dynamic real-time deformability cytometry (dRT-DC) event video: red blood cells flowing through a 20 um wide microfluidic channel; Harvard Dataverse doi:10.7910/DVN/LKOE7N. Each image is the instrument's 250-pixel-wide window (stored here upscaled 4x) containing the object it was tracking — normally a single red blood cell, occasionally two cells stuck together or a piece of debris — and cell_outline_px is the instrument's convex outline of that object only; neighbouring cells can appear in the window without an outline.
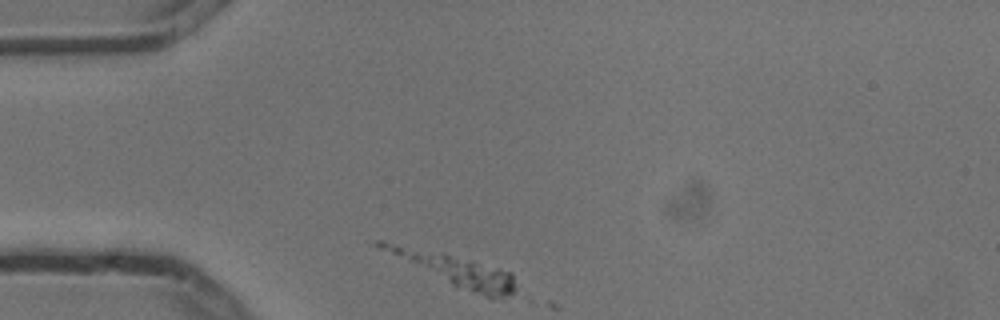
{"species": "common noctule bat (a hibernating species)", "species_latin": "Nyctalus noctula", "temperature_condition": "cold", "stored_images_in_passage": 2, "camera_frame_rate_fps": 3000, "um_per_image_px": 0.085, "animal": {"sex": "male", "body_mass_g": 13.3}, "frame": {"image": 1, "passage_image": 1, "time_ms": 0.0, "image_size_px": [1000, 320], "cell_outline_px": [[516, 288], [512, 292], [504, 296], [492, 300], [452, 284], [376, 248], [376, 240], [384, 240], [444, 252], [500, 268], [512, 272]], "centroid_in_image_um": [38.64, 22.89], "position_along_channel_um": 46.4, "area_um2": 24.45}}